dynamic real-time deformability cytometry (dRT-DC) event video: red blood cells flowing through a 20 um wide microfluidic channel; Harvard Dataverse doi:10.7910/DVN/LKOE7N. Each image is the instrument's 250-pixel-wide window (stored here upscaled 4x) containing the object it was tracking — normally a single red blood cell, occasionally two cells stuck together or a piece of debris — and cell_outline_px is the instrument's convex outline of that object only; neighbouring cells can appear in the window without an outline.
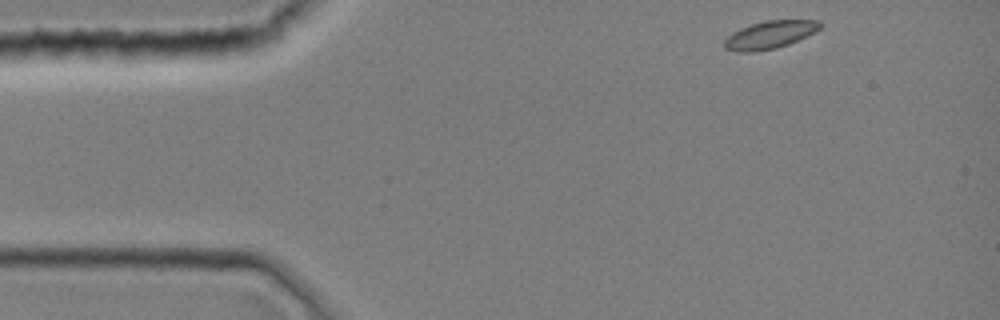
{"species": "common noctule bat (a hibernating species)", "species_latin": "Nyctalus noctula", "temperature_condition": "room temperature", "stored_images_in_passage": 4, "camera_frame_rate_fps": 3000, "um_per_image_px": 0.085, "animal": {"sex": "female", "body_mass_g": 19.0, "forearm_length_mm": 51.5}, "frame": {"image": 1, "passage_image": 1, "time_ms": 0.0, "image_size_px": [1000, 320], "cell_outline_px": [[820, 28], [788, 44], [776, 48], [752, 52], [736, 52], [724, 48], [724, 40], [732, 32], [740, 28], [764, 20], [820, 20]], "centroid_in_image_um": [65.36, 2.96], "position_along_channel_um": 19.6, "area_um2": 15.26}}